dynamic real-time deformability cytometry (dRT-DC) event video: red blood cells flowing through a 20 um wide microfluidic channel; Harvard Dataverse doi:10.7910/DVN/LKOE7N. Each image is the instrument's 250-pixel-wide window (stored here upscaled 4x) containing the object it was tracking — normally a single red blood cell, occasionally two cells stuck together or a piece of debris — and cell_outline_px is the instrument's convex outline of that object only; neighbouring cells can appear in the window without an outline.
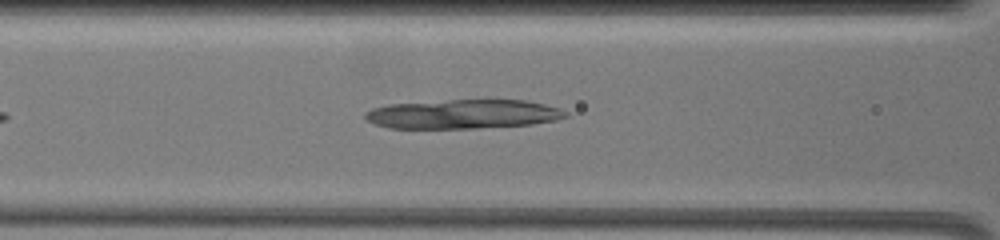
{"species": "common noctule bat (a hibernating species)", "species_latin": "Nyctalus noctula", "temperature_condition": "warm", "stored_images_in_passage": 25, "camera_frame_rate_fps": 3000, "um_per_image_px": 0.085, "animal": {"sex": "female", "body_mass_g": 19.5, "forearm_length_mm": 54.1}, "frame": {"image": 1, "passage_image": 4, "time_ms": 0.667, "image_size_px": [1000, 240], "cell_outline_px": [[568, 116], [556, 120], [532, 124], [476, 128], [388, 128], [376, 124], [368, 120], [364, 116], [364, 112], [372, 108], [388, 104], [484, 96], [524, 100], [544, 104], [560, 108], [568, 112]], "centroid_in_image_um": [39.4, 9.64], "position_along_channel_um": 127.2, "area_um2": 35.49}}
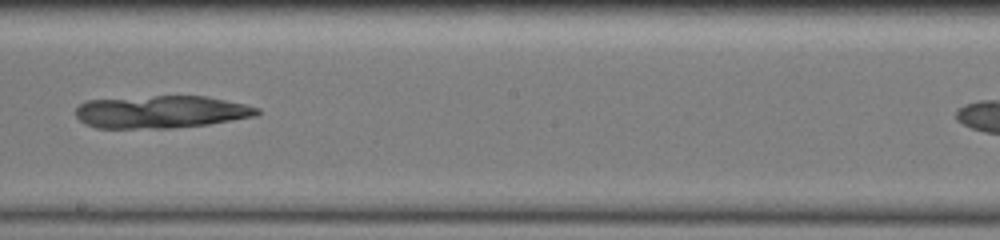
{"frame": {"image": 2, "passage_image": 9, "time_ms": 3.667, "image_size_px": [1000, 240], "cell_outline_px": [[260, 112], [256, 116], [208, 124], [172, 128], [96, 128], [84, 124], [76, 116], [76, 108], [80, 104], [88, 100], [156, 96], [204, 96], [244, 104], [260, 108]], "centroid_in_image_um": [13.68, 9.52], "position_along_channel_um": 234.5, "area_um2": 34.28}}
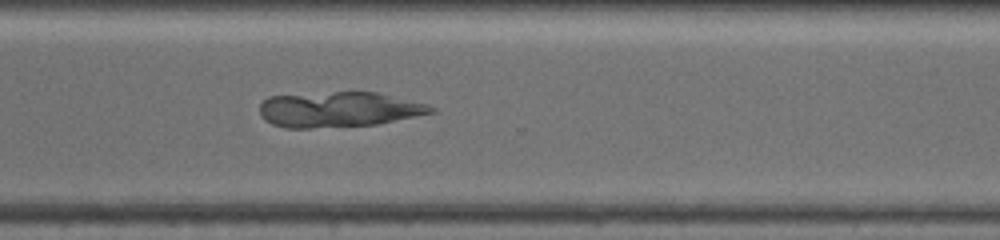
{"frame": {"image": 3, "passage_image": 16, "time_ms": 6.667, "image_size_px": [1000, 240], "cell_outline_px": [[436, 112], [376, 124], [312, 128], [284, 128], [272, 124], [264, 120], [260, 116], [260, 104], [268, 96], [336, 92], [376, 92], [428, 104], [436, 108]], "centroid_in_image_um": [28.78, 9.31], "position_along_channel_um": 341.8, "area_um2": 35.2}}